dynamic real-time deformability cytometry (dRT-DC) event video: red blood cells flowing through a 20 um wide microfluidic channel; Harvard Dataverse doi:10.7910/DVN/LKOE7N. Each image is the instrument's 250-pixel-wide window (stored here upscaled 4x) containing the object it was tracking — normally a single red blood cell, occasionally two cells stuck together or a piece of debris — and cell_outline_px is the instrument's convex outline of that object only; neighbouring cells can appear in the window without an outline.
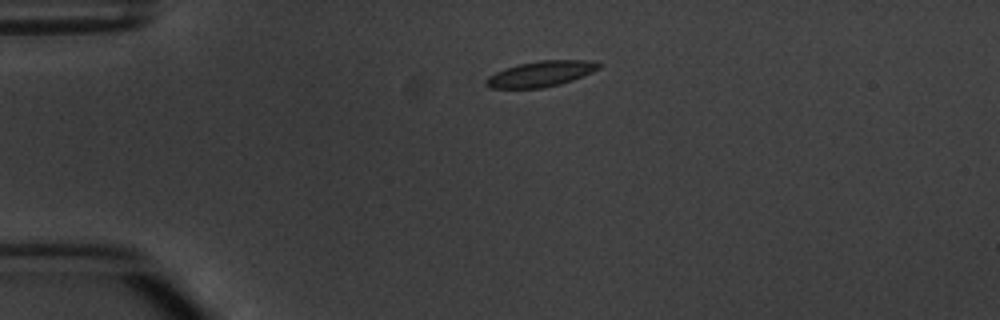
{"species": "common noctule bat (a hibernating species)", "species_latin": "Nyctalus noctula", "temperature_condition": "warm", "stored_images_in_passage": 3, "camera_frame_rate_fps": 3000, "um_per_image_px": 0.085, "animal": {"sex": "male", "body_mass_g": 20.1, "forearm_length_mm": 53.5}, "frame": {"image": 1, "passage_image": 1, "time_ms": 0.0, "image_size_px": [1000, 320], "cell_outline_px": [[600, 68], [592, 72], [572, 80], [560, 84], [540, 88], [492, 88], [484, 84], [484, 80], [488, 76], [504, 68], [520, 64], [540, 60], [592, 60], [600, 64]], "centroid_in_image_um": [45.95, 6.27], "position_along_channel_um": 39.0, "area_um2": 16.76}}